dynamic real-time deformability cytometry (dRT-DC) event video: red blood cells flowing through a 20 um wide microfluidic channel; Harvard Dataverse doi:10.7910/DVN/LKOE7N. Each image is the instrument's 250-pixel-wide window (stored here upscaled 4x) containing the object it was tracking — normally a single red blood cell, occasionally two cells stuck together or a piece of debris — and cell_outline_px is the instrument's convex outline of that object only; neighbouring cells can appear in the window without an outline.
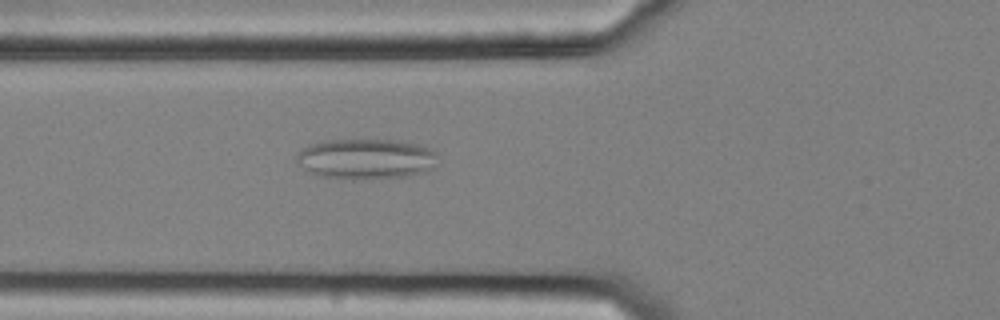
{"species": "common noctule bat (a hibernating species)", "species_latin": "Nyctalus noctula", "temperature_condition": "cold", "stored_images_in_passage": 26, "camera_frame_rate_fps": 3000, "um_per_image_px": 0.085, "animal": {"sex": "female", "body_mass_g": 25.1}, "frame": {"image": 1, "passage_image": 4, "time_ms": 1.0, "image_size_px": [1000, 320], "cell_outline_px": [[440, 164], [424, 172], [408, 176], [352, 180], [316, 176], [304, 168], [296, 160], [296, 152], [308, 144], [324, 140], [400, 140], [420, 144], [432, 148], [436, 152]], "centroid_in_image_um": [31.14, 13.5], "position_along_channel_um": 94.7, "area_um2": 34.04}}
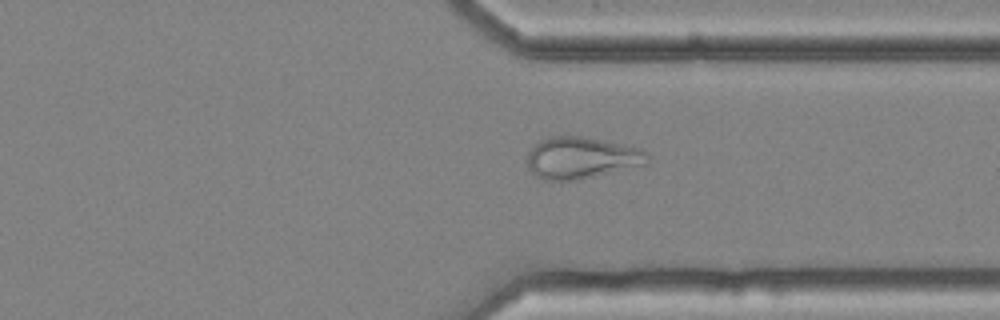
{"frame": {"image": 2, "passage_image": 26, "time_ms": 8.333, "image_size_px": [1000, 320], "cell_outline_px": [[648, 164], [576, 180], [544, 180], [536, 176], [532, 172], [528, 164], [528, 152], [540, 140], [548, 136], [580, 136], [640, 148], [648, 152]], "centroid_in_image_um": [49.42, 13.42], "position_along_channel_um": 362.0, "area_um2": 28.96}}